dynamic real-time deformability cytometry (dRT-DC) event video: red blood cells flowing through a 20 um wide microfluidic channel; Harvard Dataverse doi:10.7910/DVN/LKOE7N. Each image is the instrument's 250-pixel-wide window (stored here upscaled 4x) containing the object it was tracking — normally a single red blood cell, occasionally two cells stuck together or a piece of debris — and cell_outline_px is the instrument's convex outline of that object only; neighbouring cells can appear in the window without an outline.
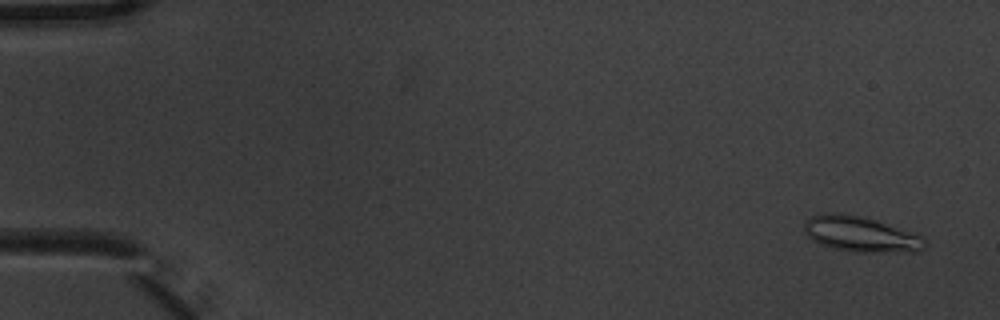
{"species": "common noctule bat (a hibernating species)", "species_latin": "Nyctalus noctula", "temperature_condition": "warm", "stored_images_in_passage": 5, "camera_frame_rate_fps": 3000, "um_per_image_px": 0.085, "animal": {"sex": "male", "body_mass_g": 20.1, "forearm_length_mm": 53.5}, "frame": {"image": 1, "passage_image": 1, "time_ms": 0.0, "image_size_px": [1000, 320], "cell_outline_px": [[924, 248], [920, 252], [856, 252], [836, 248], [820, 244], [812, 240], [804, 232], [804, 220], [812, 216], [828, 212], [840, 212], [860, 216], [876, 220], [920, 232], [924, 236]], "centroid_in_image_um": [73.23, 19.89], "position_along_channel_um": 11.8, "area_um2": 25.49}}